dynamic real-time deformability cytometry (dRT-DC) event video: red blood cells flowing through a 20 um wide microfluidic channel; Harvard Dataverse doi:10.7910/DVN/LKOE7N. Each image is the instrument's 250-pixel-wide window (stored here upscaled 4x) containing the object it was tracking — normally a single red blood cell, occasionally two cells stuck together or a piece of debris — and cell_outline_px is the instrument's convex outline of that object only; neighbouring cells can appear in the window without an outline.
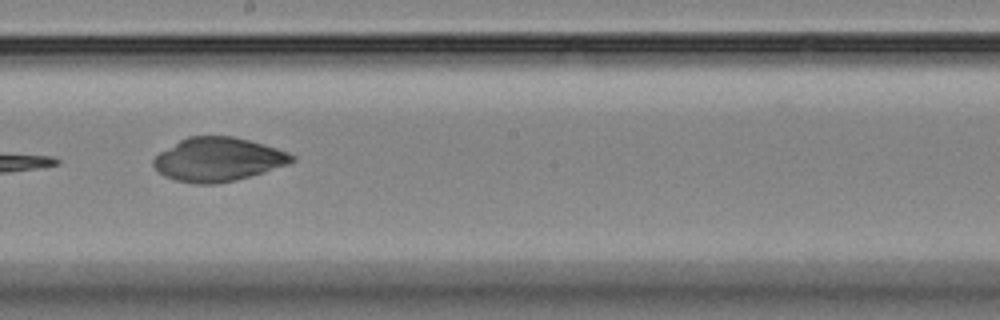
{"species": "Egyptian fruit bat (a non-hibernating species)", "species_latin": "Rousettus aegyptiacus", "temperature_condition": "room temperature", "stored_images_in_passage": 6, "camera_frame_rate_fps": 3000, "um_per_image_px": 0.085, "animal": {"sex": "female"}, "frame": {"image": 1, "passage_image": 5, "time_ms": 5.0, "image_size_px": [1000, 320], "cell_outline_px": [[296, 160], [288, 164], [264, 172], [236, 180], [216, 184], [192, 184], [176, 180], [164, 176], [152, 164], [152, 160], [160, 152], [180, 140], [188, 136], [232, 136], [248, 140], [276, 148], [288, 152], [296, 156]], "centroid_in_image_um": [18.54, 13.56], "position_along_channel_um": 229.7, "area_um2": 35.2}}
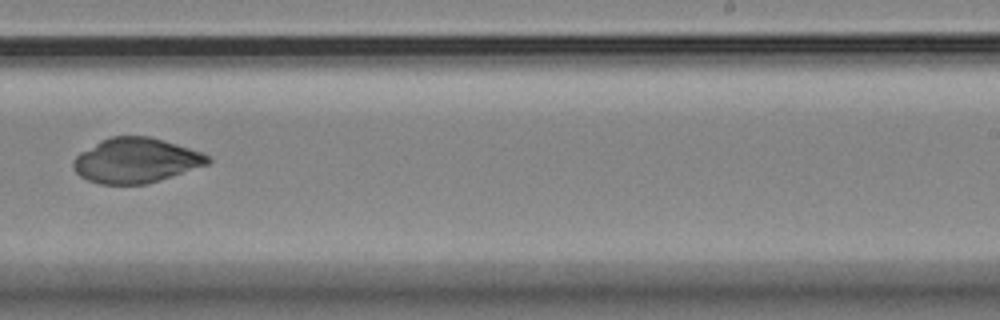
{"frame": {"image": 2, "passage_image": 6, "time_ms": 6.333, "image_size_px": [1000, 320], "cell_outline_px": [[212, 160], [208, 164], [148, 184], [100, 184], [88, 180], [80, 176], [72, 168], [72, 164], [76, 156], [80, 152], [100, 140], [112, 136], [148, 136], [176, 144], [200, 152], [208, 156]], "centroid_in_image_um": [11.51, 13.64], "position_along_channel_um": 277.5, "area_um2": 34.97}}